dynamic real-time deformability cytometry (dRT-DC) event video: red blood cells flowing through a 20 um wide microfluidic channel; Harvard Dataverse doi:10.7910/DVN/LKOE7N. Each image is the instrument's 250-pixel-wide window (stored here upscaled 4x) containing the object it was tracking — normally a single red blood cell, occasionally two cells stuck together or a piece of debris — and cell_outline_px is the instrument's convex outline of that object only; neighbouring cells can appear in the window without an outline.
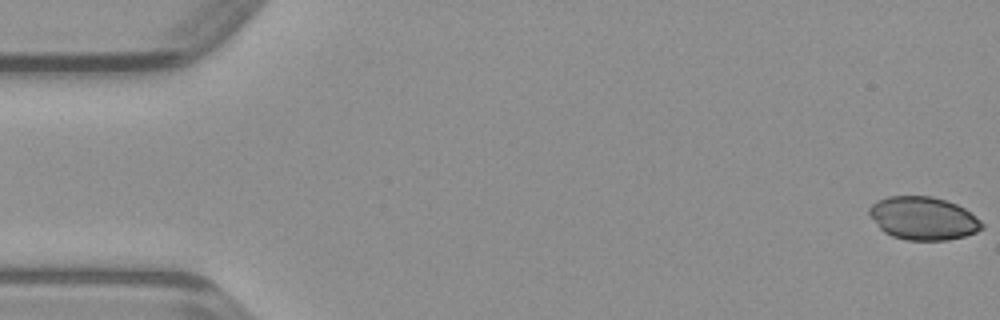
{"species": "common noctule bat (a hibernating species)", "species_latin": "Nyctalus noctula", "temperature_condition": "warm", "stored_images_in_passage": 48, "camera_frame_rate_fps": 3000, "um_per_image_px": 0.085, "animal": {"sex": "male", "body_mass_g": 23.1, "forearm_length_mm": 52.7}, "frame": {"image": 1, "passage_image": 1, "time_ms": 0.0, "image_size_px": [1000, 320], "cell_outline_px": [[984, 228], [976, 232], [964, 236], [948, 240], [908, 240], [892, 236], [884, 232], [880, 228], [868, 212], [868, 208], [876, 200], [888, 196], [932, 196], [956, 204], [964, 208], [980, 220], [984, 224]], "centroid_in_image_um": [78.47, 18.55], "position_along_channel_um": 6.5, "area_um2": 28.21}}